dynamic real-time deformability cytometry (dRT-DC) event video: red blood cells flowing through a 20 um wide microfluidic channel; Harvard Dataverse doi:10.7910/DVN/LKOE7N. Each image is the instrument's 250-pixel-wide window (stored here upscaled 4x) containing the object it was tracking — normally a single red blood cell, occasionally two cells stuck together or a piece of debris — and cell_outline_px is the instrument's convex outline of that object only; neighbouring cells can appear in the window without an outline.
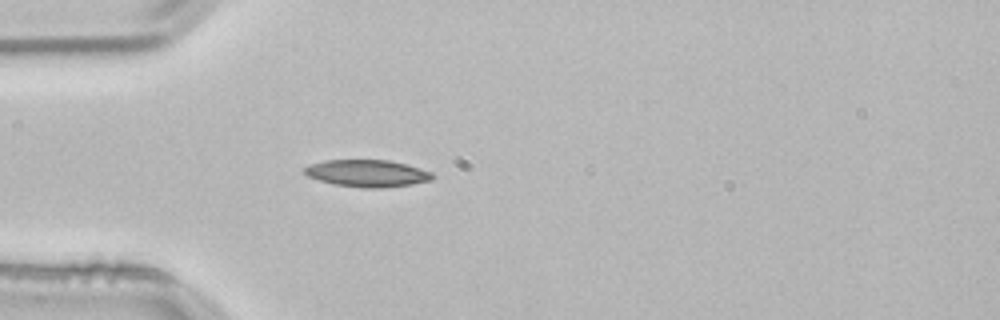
{"species": "common noctule bat (a hibernating species)", "species_latin": "Nyctalus noctula", "temperature_condition": "room temperature", "stored_images_in_passage": 3, "camera_frame_rate_fps": 3000, "um_per_image_px": 0.085, "animal": {"sex": "male", "body_mass_g": 21.5, "forearm_length_mm": 52.0}, "frame": {"image": 1, "passage_image": 3, "time_ms": 0.667, "image_size_px": [1000, 320], "cell_outline_px": [[432, 180], [412, 184], [384, 188], [360, 188], [332, 184], [308, 176], [304, 172], [304, 168], [308, 164], [324, 160], [388, 160], [404, 164], [432, 172]], "centroid_in_image_um": [31.18, 14.74], "position_along_channel_um": 53.8, "area_um2": 20.17}}